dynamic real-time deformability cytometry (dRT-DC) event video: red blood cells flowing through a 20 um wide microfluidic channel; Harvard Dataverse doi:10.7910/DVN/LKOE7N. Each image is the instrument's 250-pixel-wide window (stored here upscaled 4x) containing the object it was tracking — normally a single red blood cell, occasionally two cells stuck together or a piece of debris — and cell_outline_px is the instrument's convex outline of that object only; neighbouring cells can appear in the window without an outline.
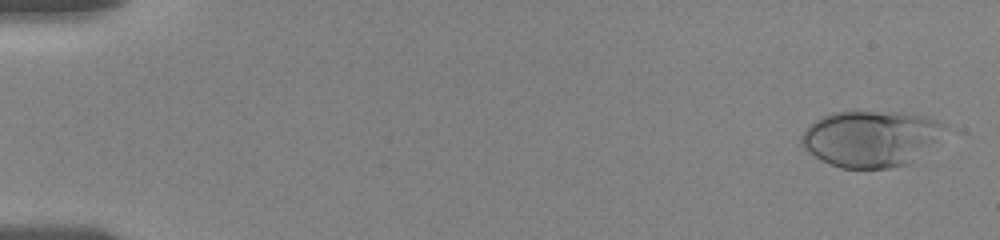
{"species": "human", "species_latin": "Homo sapiens", "temperature_condition": "room temperature", "stored_images_in_passage": 32, "camera_frame_rate_fps": 3000, "um_per_image_px": 0.085, "donor": {"sex": "female"}, "frame": {"image": 1, "passage_image": 5, "time_ms": 0.667, "image_size_px": [1000, 240], "cell_outline_px": [[940, 124], [932, 140], [908, 164], [892, 168], [840, 168], [816, 156], [804, 148], [800, 140], [804, 128], [808, 124], [832, 112], [912, 112], [940, 120]], "centroid_in_image_um": [73.88, 11.76], "position_along_channel_um": 11.1, "area_um2": 45.55}}